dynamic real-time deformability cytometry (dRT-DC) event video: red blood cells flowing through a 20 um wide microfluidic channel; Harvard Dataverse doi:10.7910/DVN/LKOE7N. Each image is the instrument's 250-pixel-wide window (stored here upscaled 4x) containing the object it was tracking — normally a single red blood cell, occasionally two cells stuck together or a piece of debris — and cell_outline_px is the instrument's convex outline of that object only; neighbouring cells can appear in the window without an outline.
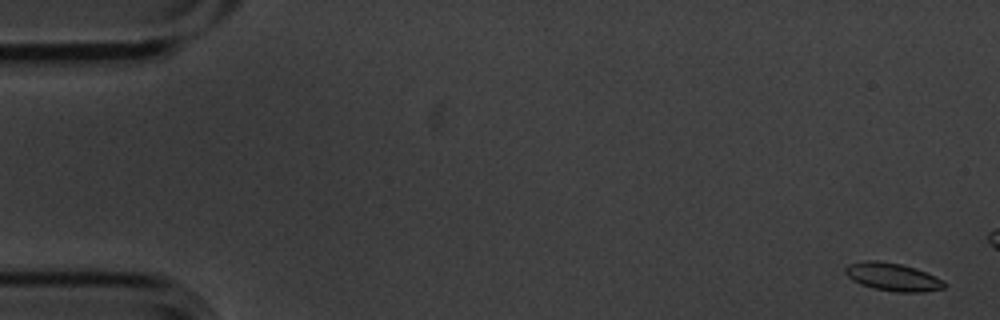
{"species": "common noctule bat (a hibernating species)", "species_latin": "Nyctalus noctula", "temperature_condition": "cold", "stored_images_in_passage": 5, "camera_frame_rate_fps": 3000, "um_per_image_px": 0.085, "animal": {"sex": "male", "body_mass_g": 20.1, "forearm_length_mm": 53.5}, "frame": {"image": 1, "passage_image": 1, "time_ms": 0.0, "image_size_px": [1000, 320], "cell_outline_px": [[944, 288], [924, 292], [896, 292], [872, 288], [860, 284], [852, 280], [844, 272], [844, 268], [848, 264], [864, 260], [880, 260], [900, 264], [916, 268], [944, 280]], "centroid_in_image_um": [75.84, 23.53], "position_along_channel_um": 9.2, "area_um2": 16.24}}